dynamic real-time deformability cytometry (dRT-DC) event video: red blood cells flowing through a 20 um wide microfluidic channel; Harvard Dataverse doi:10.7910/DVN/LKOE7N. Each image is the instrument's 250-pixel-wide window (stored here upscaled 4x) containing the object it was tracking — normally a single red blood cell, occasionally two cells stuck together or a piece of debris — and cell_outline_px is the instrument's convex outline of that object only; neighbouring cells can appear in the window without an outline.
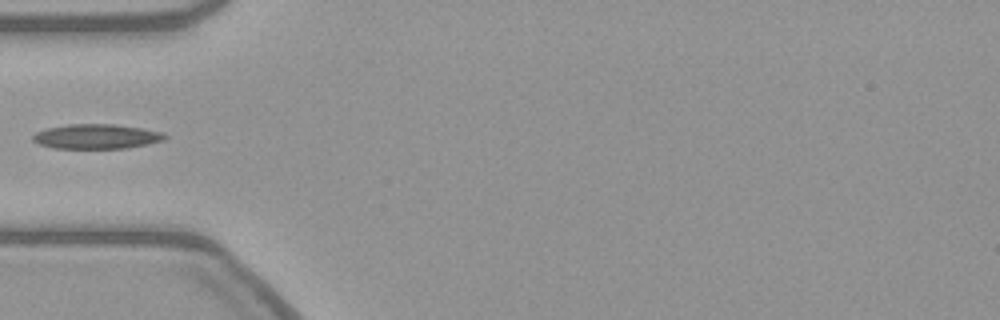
{"species": "common noctule bat (a hibernating species)", "species_latin": "Nyctalus noctula", "temperature_condition": "warm", "stored_images_in_passage": 26, "camera_frame_rate_fps": 3000, "um_per_image_px": 0.085, "animal": {"sex": "female", "body_mass_g": 21.9}, "frame": {"image": 1, "passage_image": 1, "time_ms": 0.0, "image_size_px": [1000, 320], "cell_outline_px": [[168, 136], [164, 140], [148, 144], [128, 148], [52, 148], [40, 144], [32, 140], [32, 136], [36, 132], [48, 128], [68, 124], [112, 124], [140, 128], [164, 132]], "centroid_in_image_um": [8.22, 11.6], "position_along_channel_um": 76.8, "area_um2": 18.96}}
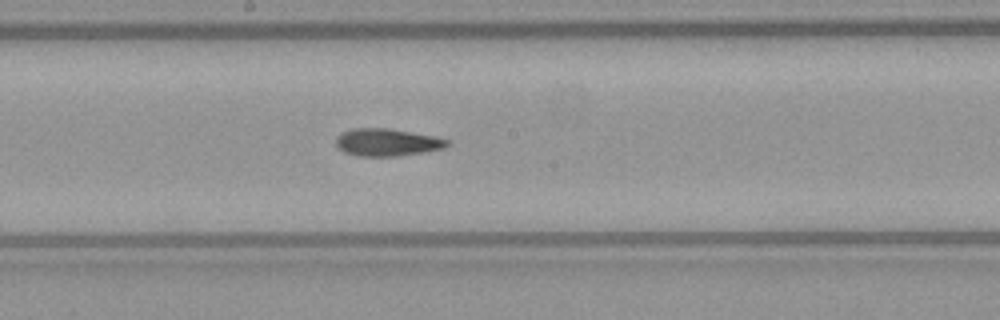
{"frame": {"image": 2, "passage_image": 12, "time_ms": 3.667, "image_size_px": [1000, 320], "cell_outline_px": [[452, 144], [444, 148], [424, 152], [400, 156], [356, 156], [344, 152], [336, 148], [336, 136], [352, 128], [388, 128], [436, 136], [448, 140]], "centroid_in_image_um": [32.9, 12.1], "position_along_channel_um": 215.3, "area_um2": 18.03}}
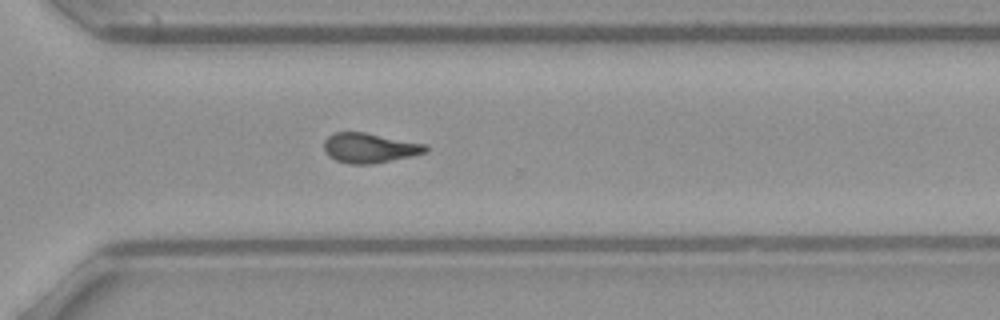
{"frame": {"image": 3, "passage_image": 22, "time_ms": 7.0, "image_size_px": [1000, 320], "cell_outline_px": [[428, 152], [412, 156], [372, 164], [348, 164], [336, 160], [328, 156], [324, 152], [324, 140], [332, 132], [364, 132], [428, 144]], "centroid_in_image_um": [31.41, 12.57], "position_along_channel_um": 339.2, "area_um2": 17.92}}